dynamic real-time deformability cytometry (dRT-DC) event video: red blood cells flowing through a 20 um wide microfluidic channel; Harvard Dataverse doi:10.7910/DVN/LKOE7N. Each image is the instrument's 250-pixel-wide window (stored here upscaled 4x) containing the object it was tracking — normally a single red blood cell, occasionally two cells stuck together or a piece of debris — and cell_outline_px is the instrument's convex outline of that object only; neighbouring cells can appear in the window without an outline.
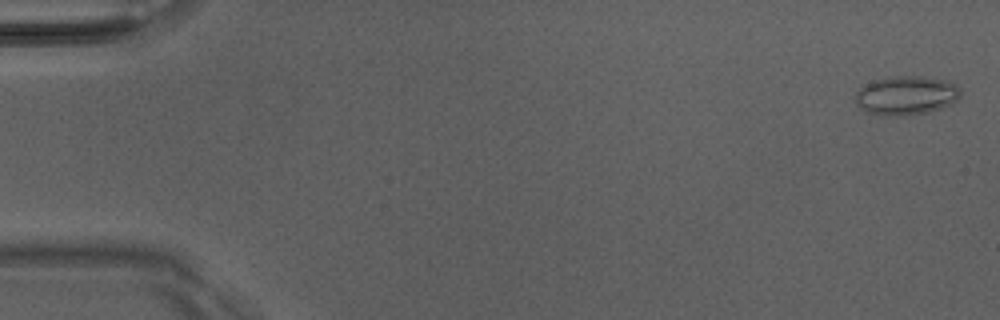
{"species": "Egyptian fruit bat (a non-hibernating species)", "species_latin": "Rousettus aegyptiacus", "temperature_condition": "room temperature", "stored_images_in_passage": 50, "camera_frame_rate_fps": 3000, "um_per_image_px": 0.085, "animal": {"sex": "male"}, "frame": {"image": 1, "passage_image": 1, "time_ms": 0.0, "image_size_px": [1000, 320], "cell_outline_px": [[960, 96], [952, 104], [928, 112], [908, 116], [888, 116], [868, 112], [860, 108], [856, 104], [856, 92], [864, 84], [872, 80], [888, 76], [920, 76], [944, 80], [956, 84], [960, 88]], "centroid_in_image_um": [77.01, 8.11], "position_along_channel_um": 8.0, "area_um2": 24.1}}
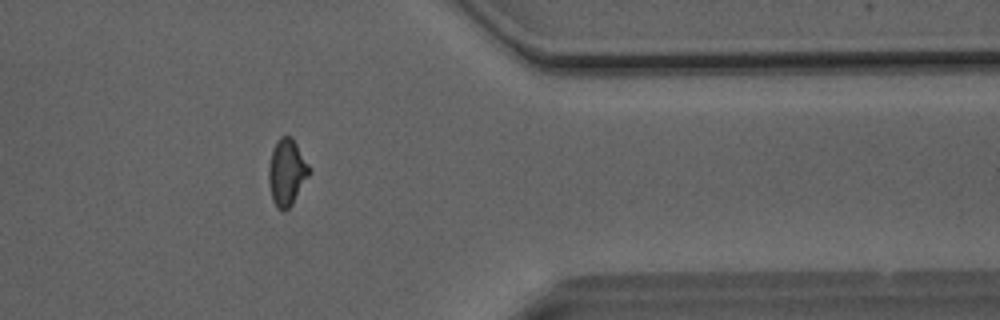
{"frame": {"image": 2, "passage_image": 41, "time_ms": 13.333, "image_size_px": [1000, 320], "cell_outline_px": [[312, 172], [292, 204], [284, 212], [276, 208], [272, 200], [268, 180], [268, 168], [272, 152], [280, 136], [292, 136], [312, 168]], "centroid_in_image_um": [24.41, 14.66], "position_along_channel_um": 387.0, "area_um2": 16.01}}
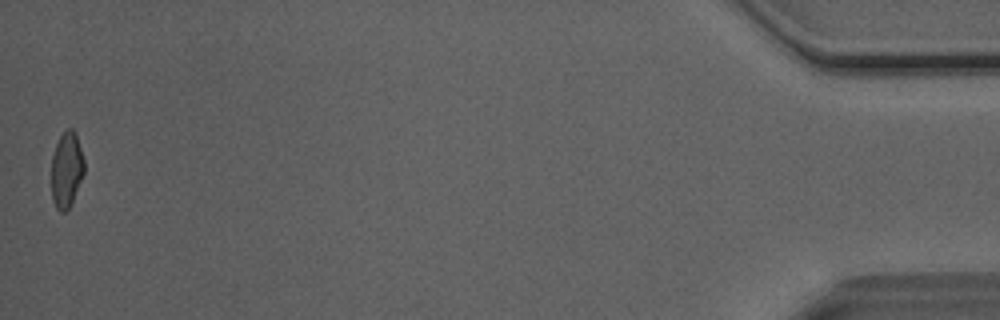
{"frame": {"image": 3, "passage_image": 50, "time_ms": 16.333, "image_size_px": [1000, 320], "cell_outline_px": [[84, 172], [72, 200], [68, 208], [64, 212], [60, 212], [56, 208], [52, 200], [52, 156], [56, 144], [64, 128], [72, 128], [76, 132], [84, 160]], "centroid_in_image_um": [5.65, 14.37], "position_along_channel_um": 429.6, "area_um2": 14.39}, "authors_computed_cell_mechanics": {"area_um2": 15.9528, "velocity_mm_per_s": 4.106, "shape_relaxation_time_tau1_ms": 6.7419, "shape_relaxation_time_tau2_ms": 1.2817, "deformation_change_tau1": 0.1579, "deformation_change_tau2": 0.0719}}